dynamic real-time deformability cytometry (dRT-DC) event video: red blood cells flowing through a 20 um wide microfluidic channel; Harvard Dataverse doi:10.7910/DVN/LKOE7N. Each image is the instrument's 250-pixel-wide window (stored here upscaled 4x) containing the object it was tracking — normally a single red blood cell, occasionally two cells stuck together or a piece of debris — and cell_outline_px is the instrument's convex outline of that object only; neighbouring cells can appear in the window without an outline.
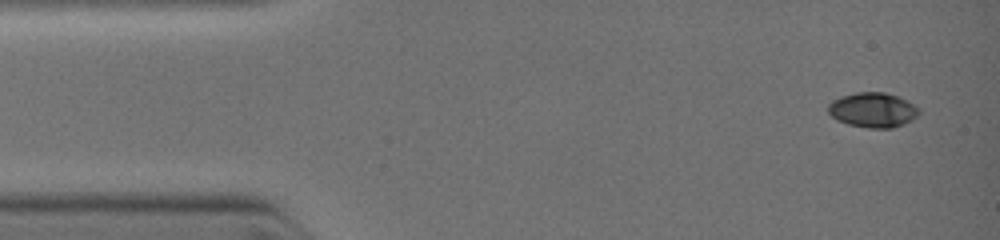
{"species": "common noctule bat (a hibernating species)", "species_latin": "Nyctalus noctula", "temperature_condition": "warm", "stored_images_in_passage": 31, "camera_frame_rate_fps": 3000, "um_per_image_px": 0.085, "animal": {"sex": "female", "body_mass_g": 19.0, "forearm_length_mm": 51.5}, "frame": {"image": 1, "passage_image": 1, "time_ms": 0.0, "image_size_px": [1000, 240], "cell_outline_px": [[920, 112], [912, 120], [904, 124], [892, 128], [868, 128], [848, 124], [836, 120], [828, 112], [828, 104], [832, 100], [840, 96], [856, 92], [884, 92], [896, 96], [912, 104]], "centroid_in_image_um": [74.14, 9.35], "position_along_channel_um": 10.9, "area_um2": 18.32}}
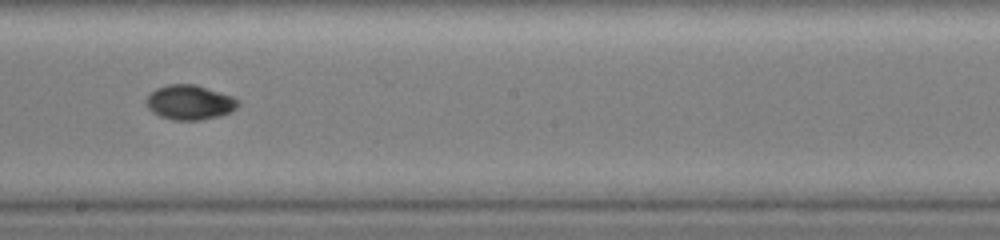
{"frame": {"image": 2, "passage_image": 16, "time_ms": 6.0, "image_size_px": [1000, 240], "cell_outline_px": [[240, 104], [236, 108], [220, 116], [200, 120], [172, 120], [160, 116], [152, 112], [148, 108], [144, 100], [156, 88], [168, 84], [192, 84], [232, 96]], "centroid_in_image_um": [16.08, 8.71], "position_along_channel_um": 232.1, "area_um2": 18.38}}
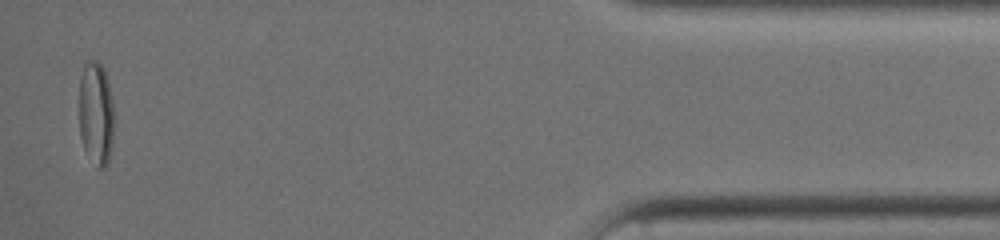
{"frame": {"image": 3, "passage_image": 30, "time_ms": 11.0, "image_size_px": [1000, 240], "cell_outline_px": [[112, 144], [108, 164], [104, 168], [100, 168], [84, 148], [80, 136], [80, 80], [84, 64], [88, 60], [96, 60], [104, 68], [108, 80], [112, 100]], "centroid_in_image_um": [8.16, 9.59], "position_along_channel_um": 427.0, "area_um2": 20.69}}